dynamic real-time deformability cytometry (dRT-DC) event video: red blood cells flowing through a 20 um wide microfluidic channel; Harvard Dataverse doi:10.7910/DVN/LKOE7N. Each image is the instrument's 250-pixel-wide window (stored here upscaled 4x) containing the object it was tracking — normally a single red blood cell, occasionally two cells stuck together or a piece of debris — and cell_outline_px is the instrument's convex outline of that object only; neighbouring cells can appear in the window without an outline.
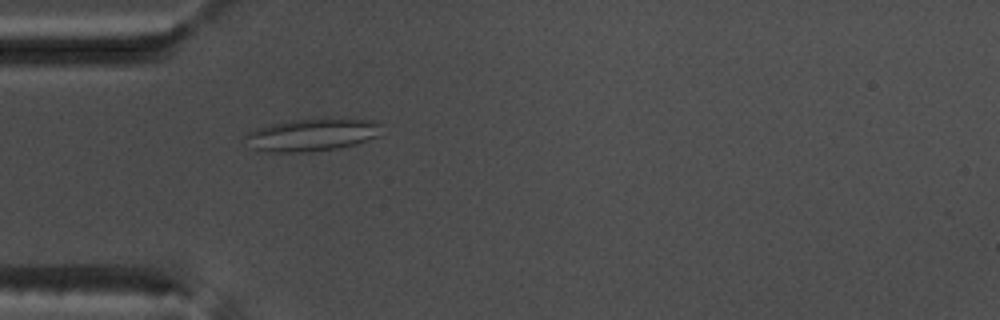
{"species": "common noctule bat (a hibernating species)", "species_latin": "Nyctalus noctula", "temperature_condition": "warm", "stored_images_in_passage": 52, "camera_frame_rate_fps": 3000, "um_per_image_px": 0.085, "animal": {"sex": "male", "body_mass_g": 17.5, "forearm_length_mm": 52.3}, "frame": {"image": 1, "passage_image": 14, "time_ms": 4.333, "image_size_px": [1000, 320], "cell_outline_px": [[380, 136], [356, 144], [336, 148], [312, 152], [272, 152], [256, 148], [244, 136], [248, 132], [256, 128], [272, 124], [292, 120], [372, 120], [380, 124]], "centroid_in_image_um": [26.55, 11.48], "position_along_channel_um": 58.5, "area_um2": 24.97}}
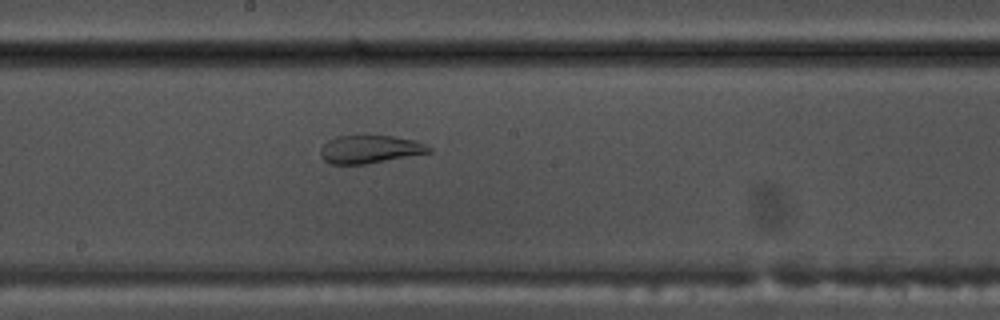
{"frame": {"image": 2, "passage_image": 27, "time_ms": 8.667, "image_size_px": [1000, 320], "cell_outline_px": [[432, 152], [364, 164], [332, 164], [324, 160], [320, 156], [320, 148], [328, 140], [336, 136], [392, 136], [416, 140], [432, 148]], "centroid_in_image_um": [31.43, 12.68], "position_along_channel_um": 216.8, "area_um2": 17.57}}
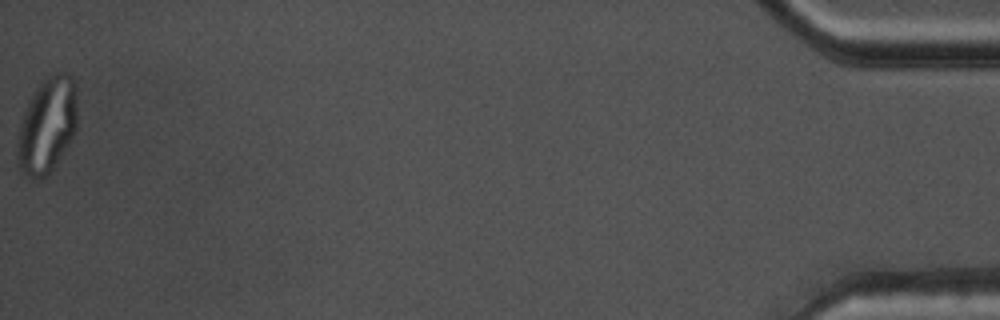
{"frame": {"image": 3, "passage_image": 52, "time_ms": 17.0, "image_size_px": [1000, 320], "cell_outline_px": [[76, 128], [68, 148], [56, 168], [40, 180], [28, 180], [20, 172], [16, 164], [16, 144], [20, 124], [28, 100], [40, 80], [44, 76], [52, 72], [64, 72], [72, 76], [76, 80]], "centroid_in_image_um": [3.99, 10.69], "position_along_channel_um": 431.2, "area_um2": 34.97}}